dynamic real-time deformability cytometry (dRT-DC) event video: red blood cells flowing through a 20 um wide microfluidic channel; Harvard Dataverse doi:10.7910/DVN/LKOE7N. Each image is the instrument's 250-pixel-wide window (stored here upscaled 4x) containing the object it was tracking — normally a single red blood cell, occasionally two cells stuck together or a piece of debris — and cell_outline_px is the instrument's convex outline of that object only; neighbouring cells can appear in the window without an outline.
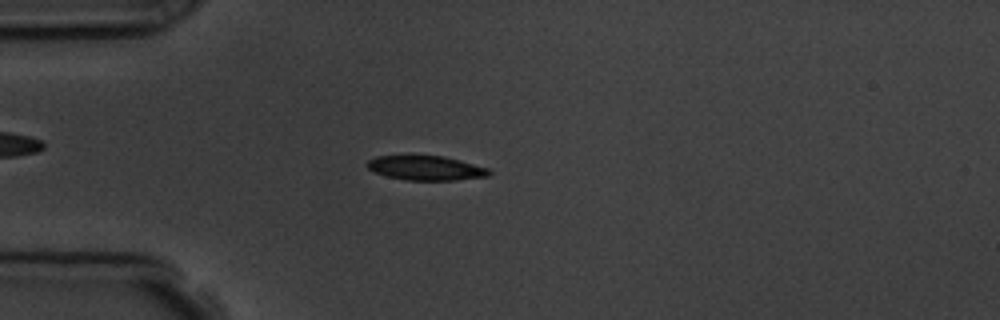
{"species": "common noctule bat (a hibernating species)", "species_latin": "Nyctalus noctula", "temperature_condition": "room temperature", "stored_images_in_passage": 6, "camera_frame_rate_fps": 3000, "um_per_image_px": 0.085, "animal": {"sex": "male", "body_mass_g": 19.5, "forearm_length_mm": 54.6}, "frame": {"image": 1, "passage_image": 6, "time_ms": 5.667, "image_size_px": [1000, 320], "cell_outline_px": [[492, 172], [488, 176], [456, 180], [404, 180], [388, 176], [376, 172], [368, 168], [364, 164], [368, 160], [376, 156], [408, 152], [444, 156], [460, 160], [488, 168]], "centroid_in_image_um": [36.13, 14.22], "position_along_channel_um": 48.9, "area_um2": 18.26}}